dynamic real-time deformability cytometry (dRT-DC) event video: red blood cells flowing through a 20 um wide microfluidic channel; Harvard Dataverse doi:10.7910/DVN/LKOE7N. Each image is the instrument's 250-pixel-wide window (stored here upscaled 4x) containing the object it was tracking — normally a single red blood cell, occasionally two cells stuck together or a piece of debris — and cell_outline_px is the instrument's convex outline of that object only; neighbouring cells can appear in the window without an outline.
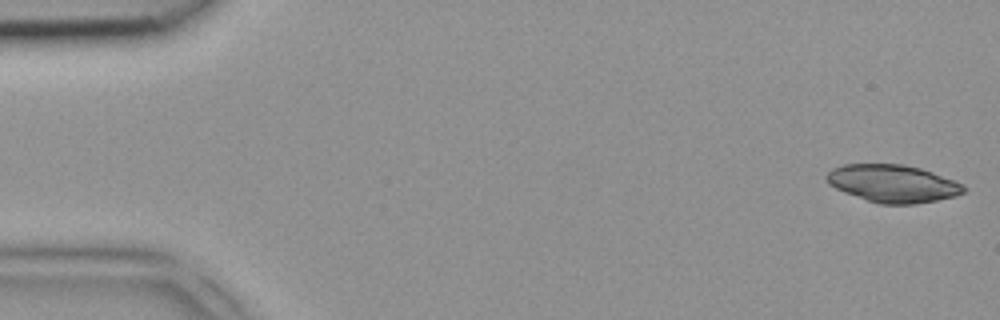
{"species": "common noctule bat (a hibernating species)", "species_latin": "Nyctalus noctula", "temperature_condition": "room temperature", "stored_images_in_passage": 5, "camera_frame_rate_fps": 3000, "um_per_image_px": 0.085, "animal": {"sex": "female", "body_mass_g": 18.4}, "frame": {"image": 1, "passage_image": 1, "time_ms": 0.0, "image_size_px": [1000, 320], "cell_outline_px": [[968, 188], [964, 192], [956, 196], [916, 204], [880, 204], [844, 192], [828, 184], [828, 172], [832, 168], [844, 164], [904, 164], [920, 168], [932, 172], [964, 184]], "centroid_in_image_um": [75.93, 15.6], "position_along_channel_um": 9.1, "area_um2": 29.94}}